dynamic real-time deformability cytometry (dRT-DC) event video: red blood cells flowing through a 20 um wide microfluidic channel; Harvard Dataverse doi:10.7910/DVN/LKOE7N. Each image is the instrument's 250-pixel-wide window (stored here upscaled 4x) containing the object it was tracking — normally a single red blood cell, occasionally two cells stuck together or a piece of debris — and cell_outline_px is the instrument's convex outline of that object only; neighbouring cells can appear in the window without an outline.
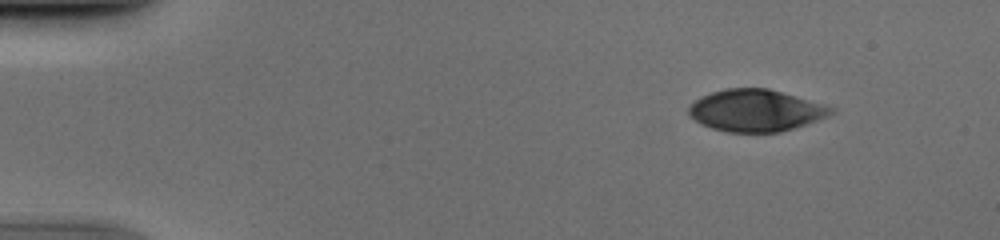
{"species": "human", "species_latin": "Homo sapiens", "temperature_condition": "cold", "stored_images_in_passage": 53, "camera_frame_rate_fps": 3000, "um_per_image_px": 0.085, "donor": {"sex": "male"}, "frame": {"image": 1, "passage_image": 7, "time_ms": 2.0, "image_size_px": [1000, 240], "cell_outline_px": [[836, 112], [828, 116], [780, 132], [728, 132], [712, 128], [700, 124], [688, 116], [688, 104], [700, 96], [724, 88], [768, 88], [824, 104], [836, 108]], "centroid_in_image_um": [64.19, 9.38], "position_along_channel_um": 20.8, "area_um2": 34.91}}
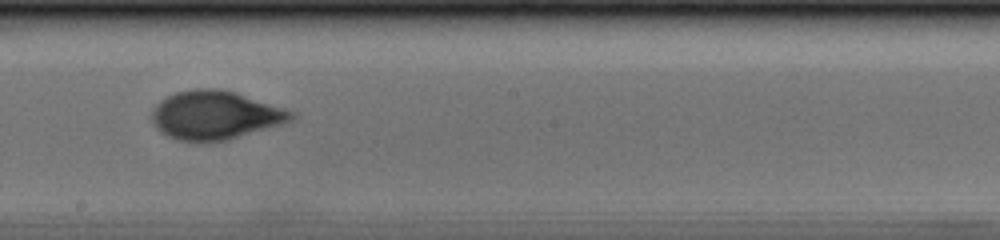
{"frame": {"image": 2, "passage_image": 31, "time_ms": 10.0, "image_size_px": [1000, 240], "cell_outline_px": [[296, 116], [292, 120], [280, 124], [228, 140], [208, 144], [176, 140], [160, 132], [156, 128], [152, 120], [152, 108], [160, 100], [176, 92], [192, 88], [220, 88], [236, 92], [296, 112]], "centroid_in_image_um": [18.26, 9.8], "position_along_channel_um": 229.9, "area_um2": 40.06}}
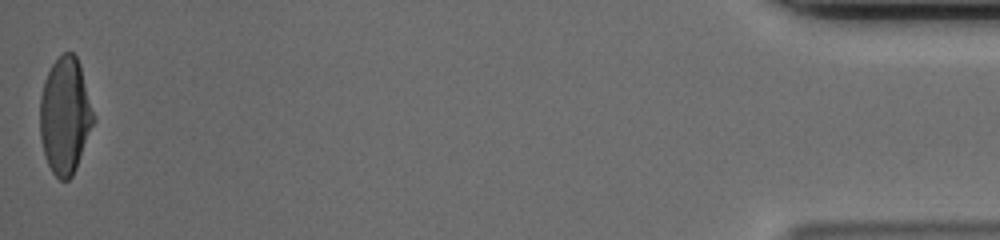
{"frame": {"image": 3, "passage_image": 53, "time_ms": 17.333, "image_size_px": [1000, 240], "cell_outline_px": [[96, 120], [76, 168], [72, 176], [68, 180], [60, 180], [52, 172], [48, 164], [44, 152], [40, 136], [40, 96], [44, 80], [52, 64], [64, 52], [72, 52], [76, 56], [80, 64]], "centroid_in_image_um": [5.54, 9.83], "position_along_channel_um": 429.7, "area_um2": 36.41}}